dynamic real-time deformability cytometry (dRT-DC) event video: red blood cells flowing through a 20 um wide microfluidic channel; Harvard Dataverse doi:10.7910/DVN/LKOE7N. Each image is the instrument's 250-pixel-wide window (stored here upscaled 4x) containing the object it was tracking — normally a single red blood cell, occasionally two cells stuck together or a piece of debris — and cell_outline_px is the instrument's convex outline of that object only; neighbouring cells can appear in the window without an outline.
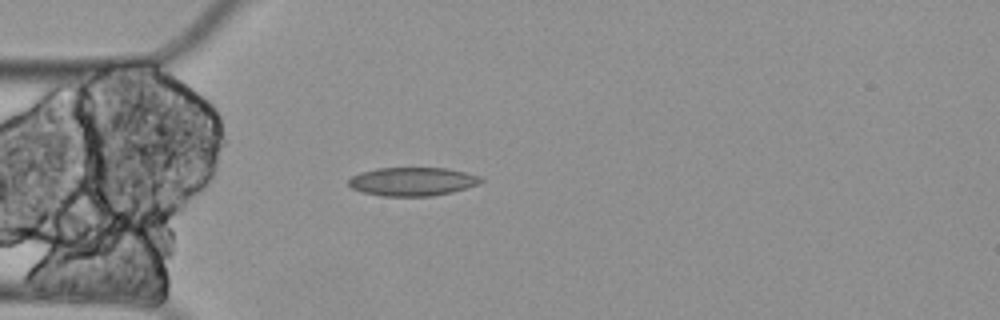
{"species": "Egyptian fruit bat (a non-hibernating species)", "species_latin": "Rousettus aegyptiacus", "temperature_condition": "cold", "stored_images_in_passage": 5, "camera_frame_rate_fps": 3000, "um_per_image_px": 0.085, "animal": {"sex": "female"}, "frame": {"image": 1, "passage_image": 5, "time_ms": 1.333, "image_size_px": [1000, 320], "cell_outline_px": [[484, 180], [480, 184], [452, 192], [432, 196], [380, 196], [364, 192], [352, 188], [348, 184], [348, 180], [352, 176], [360, 172], [376, 168], [444, 168], [464, 172], [480, 176]], "centroid_in_image_um": [35.06, 15.43], "position_along_channel_um": 49.9, "area_um2": 22.02}}